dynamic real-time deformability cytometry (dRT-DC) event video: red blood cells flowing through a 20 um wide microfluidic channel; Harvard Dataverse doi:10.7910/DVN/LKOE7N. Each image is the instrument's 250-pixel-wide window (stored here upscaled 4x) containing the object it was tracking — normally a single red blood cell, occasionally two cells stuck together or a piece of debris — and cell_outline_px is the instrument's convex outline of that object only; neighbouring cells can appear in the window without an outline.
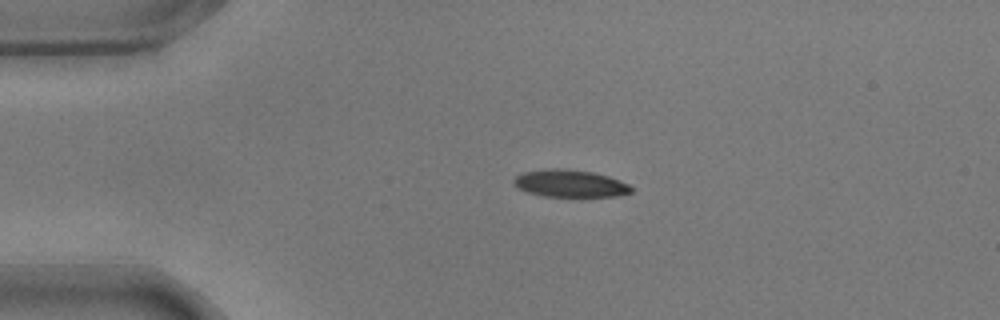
{"species": "common noctule bat (a hibernating species)", "species_latin": "Nyctalus noctula", "temperature_condition": "warm", "stored_images_in_passage": 46, "camera_frame_rate_fps": 3000, "um_per_image_px": 0.085, "animal": {"sex": "male", "body_mass_g": 17.9}, "frame": {"image": 1, "passage_image": 1, "time_ms": 0.0, "image_size_px": [1000, 320], "cell_outline_px": [[632, 192], [616, 196], [544, 196], [528, 192], [516, 188], [512, 184], [512, 180], [516, 176], [524, 172], [548, 168], [568, 168], [592, 172], [608, 176], [628, 184], [632, 188]], "centroid_in_image_um": [48.4, 15.58], "position_along_channel_um": 36.6, "area_um2": 18.73}}
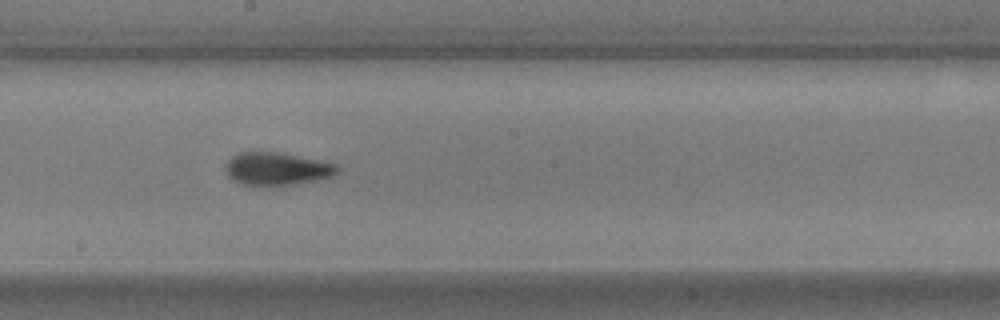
{"frame": {"image": 2, "passage_image": 20, "time_ms": 6.333, "image_size_px": [1000, 320], "cell_outline_px": [[340, 172], [332, 176], [316, 180], [292, 184], [240, 184], [232, 180], [228, 176], [224, 168], [224, 164], [236, 152], [276, 152], [336, 164], [340, 168]], "centroid_in_image_um": [23.49, 14.33], "position_along_channel_um": 224.7, "area_um2": 21.04}}
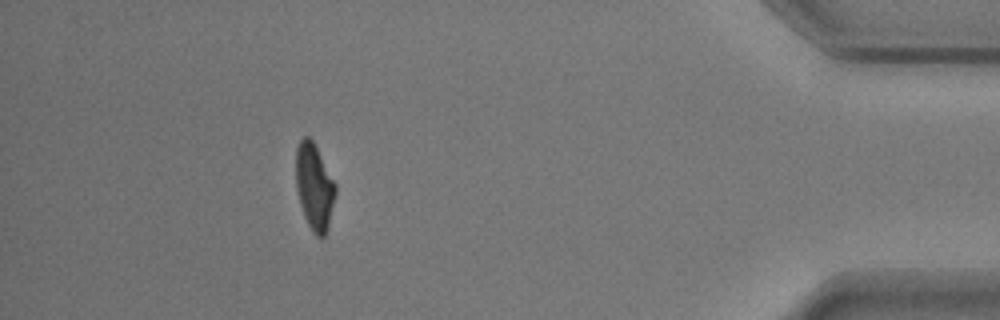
{"frame": {"image": 3, "passage_image": 40, "time_ms": 13.0, "image_size_px": [1000, 320], "cell_outline_px": [[336, 192], [328, 228], [324, 236], [316, 236], [308, 224], [304, 216], [300, 204], [296, 188], [296, 148], [300, 140], [304, 136], [308, 136], [312, 140], [336, 184]], "centroid_in_image_um": [26.71, 15.87], "position_along_channel_um": 408.5, "area_um2": 19.71}, "authors_computed_cell_mechanics": {"area_um2": 20.4901, "velocity_mm_per_s": 3.5402, "shape_relaxation_time_tau1_ms": 3.9325, "shape_relaxation_time_tau2_ms": 1.6874, "deformation_change_tau1": 0.156, "deformation_change_tau2": 0.0796}}